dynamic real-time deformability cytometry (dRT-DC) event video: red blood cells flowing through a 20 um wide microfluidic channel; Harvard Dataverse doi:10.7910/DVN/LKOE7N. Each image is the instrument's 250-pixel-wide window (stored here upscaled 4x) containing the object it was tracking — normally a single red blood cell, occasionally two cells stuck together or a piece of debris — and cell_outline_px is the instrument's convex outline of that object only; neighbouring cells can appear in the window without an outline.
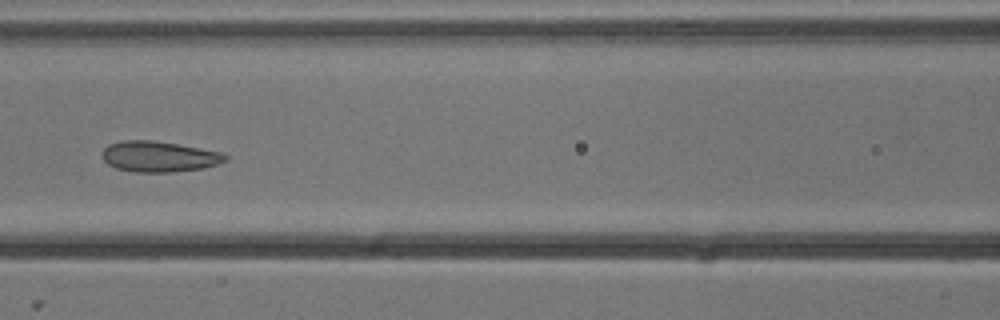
{"species": "common noctule bat (a hibernating species)", "species_latin": "Nyctalus noctula", "temperature_condition": "cold", "stored_images_in_passage": 9, "camera_frame_rate_fps": 3000, "um_per_image_px": 0.085, "animal": {"sex": "male", "body_mass_g": 13.3}, "frame": {"image": 1, "passage_image": 7, "time_ms": 2.0, "image_size_px": [1000, 320], "cell_outline_px": [[228, 160], [220, 164], [204, 168], [172, 172], [136, 172], [116, 168], [108, 164], [104, 160], [104, 148], [108, 144], [124, 140], [152, 140], [176, 144], [220, 152], [228, 156]], "centroid_in_image_um": [13.54, 13.31], "position_along_channel_um": 153.1, "area_um2": 21.91}}
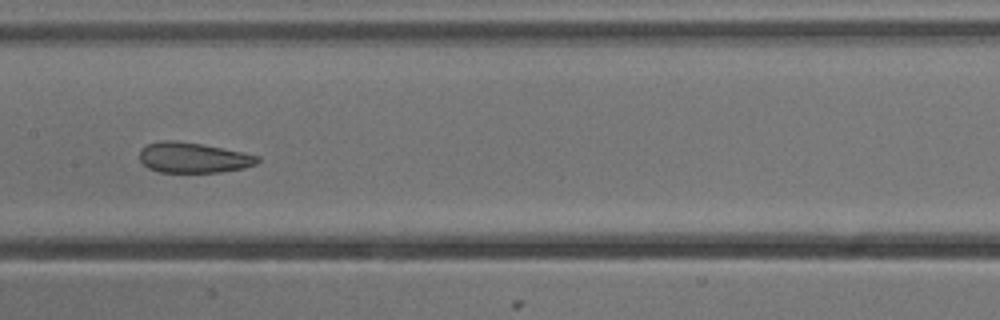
{"frame": {"image": 2, "passage_image": 8, "time_ms": 2.333, "image_size_px": [1000, 320], "cell_outline_px": [[260, 160], [256, 164], [244, 168], [220, 172], [160, 172], [148, 168], [140, 160], [140, 148], [148, 144], [164, 140], [176, 140], [200, 144], [260, 156]], "centroid_in_image_um": [16.41, 13.4], "position_along_channel_um": 191.0, "area_um2": 20.69}}
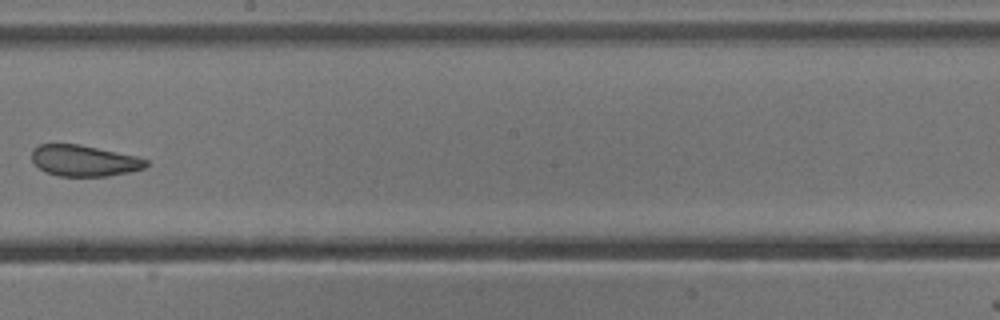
{"frame": {"image": 3, "passage_image": 9, "time_ms": 2.667, "image_size_px": [1000, 320], "cell_outline_px": [[148, 164], [144, 168], [128, 172], [108, 176], [60, 176], [44, 172], [32, 160], [32, 148], [40, 144], [80, 144], [136, 156], [148, 160]], "centroid_in_image_um": [7.13, 13.65], "position_along_channel_um": 241.1, "area_um2": 20.69}}